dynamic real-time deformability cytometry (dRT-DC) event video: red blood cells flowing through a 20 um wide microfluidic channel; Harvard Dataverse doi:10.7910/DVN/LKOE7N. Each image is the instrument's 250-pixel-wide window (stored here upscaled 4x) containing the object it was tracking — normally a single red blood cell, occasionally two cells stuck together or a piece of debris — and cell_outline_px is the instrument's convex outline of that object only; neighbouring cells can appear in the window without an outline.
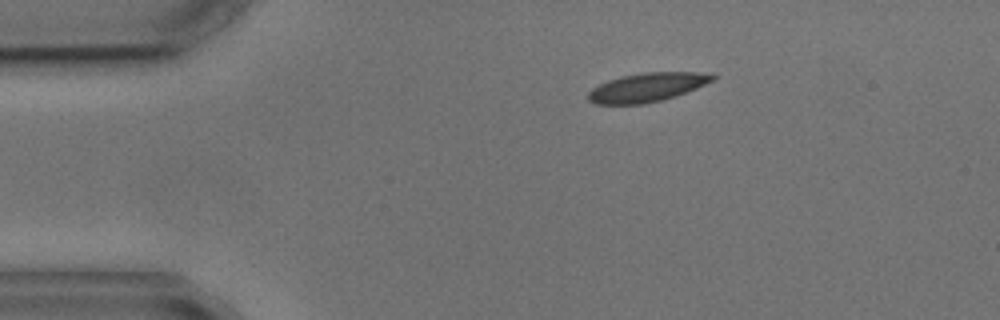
{"species": "common noctule bat (a hibernating species)", "species_latin": "Nyctalus noctula", "temperature_condition": "cold", "stored_images_in_passage": 9, "camera_frame_rate_fps": 3000, "um_per_image_px": 0.085, "animal": {"sex": "male", "body_mass_g": 17.9, "forearm_length_mm": 54.2}, "frame": {"image": 1, "passage_image": 1, "time_ms": 0.0, "image_size_px": [1000, 320], "cell_outline_px": [[716, 76], [712, 80], [696, 88], [676, 96], [644, 104], [596, 104], [588, 100], [588, 92], [592, 88], [608, 80], [620, 76], [640, 72], [696, 72]], "centroid_in_image_um": [54.94, 7.42], "position_along_channel_um": 30.1, "area_um2": 20.75}}
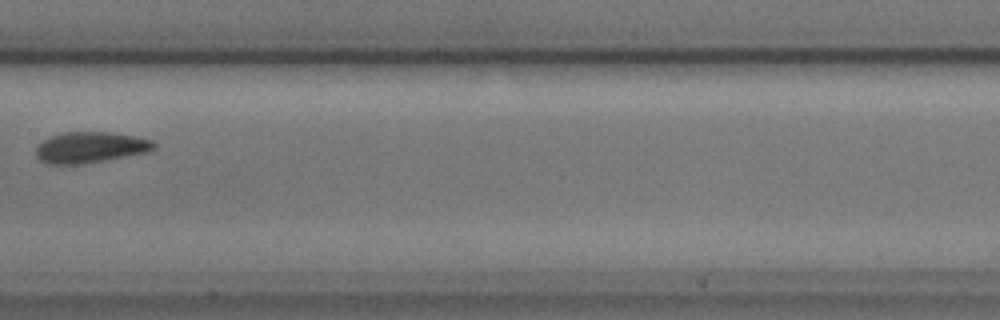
{"frame": {"image": 2, "passage_image": 6, "time_ms": 6.0, "image_size_px": [1000, 320], "cell_outline_px": [[156, 148], [148, 152], [128, 156], [84, 164], [48, 164], [40, 160], [36, 156], [36, 148], [44, 140], [52, 136], [64, 132], [112, 132], [152, 140], [156, 144]], "centroid_in_image_um": [7.7, 12.53], "position_along_channel_um": 199.7, "area_um2": 21.27}}
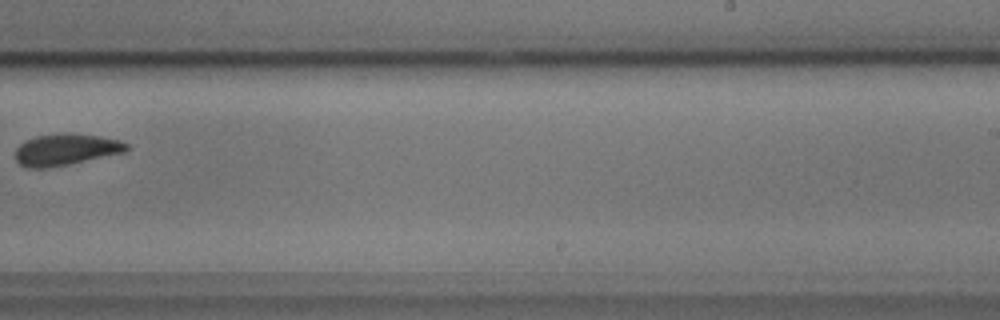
{"frame": {"image": 3, "passage_image": 8, "time_ms": 8.333, "image_size_px": [1000, 320], "cell_outline_px": [[132, 148], [128, 152], [48, 168], [28, 168], [20, 164], [16, 160], [16, 148], [24, 140], [36, 136], [60, 132], [72, 132], [100, 136], [120, 140], [128, 144]], "centroid_in_image_um": [5.64, 12.69], "position_along_channel_um": 283.4, "area_um2": 20.92}}